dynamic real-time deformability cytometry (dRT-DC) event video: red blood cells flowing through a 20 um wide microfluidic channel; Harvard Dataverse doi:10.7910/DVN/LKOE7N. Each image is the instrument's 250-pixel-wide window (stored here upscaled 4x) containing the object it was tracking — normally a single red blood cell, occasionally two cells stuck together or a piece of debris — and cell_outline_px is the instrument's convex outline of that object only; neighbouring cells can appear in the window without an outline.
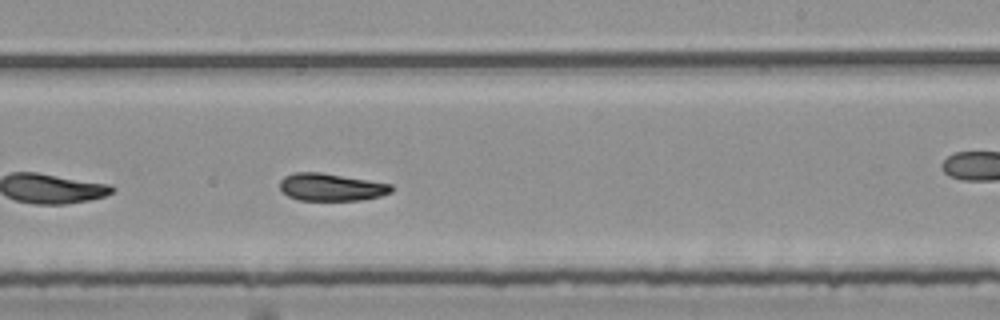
{"species": "common noctule bat (a hibernating species)", "species_latin": "Nyctalus noctula", "temperature_condition": "room temperature", "stored_images_in_passage": 29, "camera_frame_rate_fps": 3000, "um_per_image_px": 0.085, "animal": {"sex": "female", "body_mass_g": 25.1}, "frame": {"image": 1, "passage_image": 17, "time_ms": 5.333, "image_size_px": [1000, 320], "cell_outline_px": [[392, 192], [380, 196], [360, 200], [300, 200], [288, 196], [280, 188], [280, 180], [284, 176], [292, 172], [320, 172], [392, 184]], "centroid_in_image_um": [28.13, 15.9], "position_along_channel_um": 260.9, "area_um2": 17.8}, "authors_computed_cell_mechanics": {"area_um2": 18.4382, "velocity_mm_per_s": 3.746, "shape_relaxation_time_tau1_ms": null, "shape_relaxation_time_tau2_ms": 9.2893, "deformation_change_tau1": null, "deformation_change_tau2": 0.1659}}